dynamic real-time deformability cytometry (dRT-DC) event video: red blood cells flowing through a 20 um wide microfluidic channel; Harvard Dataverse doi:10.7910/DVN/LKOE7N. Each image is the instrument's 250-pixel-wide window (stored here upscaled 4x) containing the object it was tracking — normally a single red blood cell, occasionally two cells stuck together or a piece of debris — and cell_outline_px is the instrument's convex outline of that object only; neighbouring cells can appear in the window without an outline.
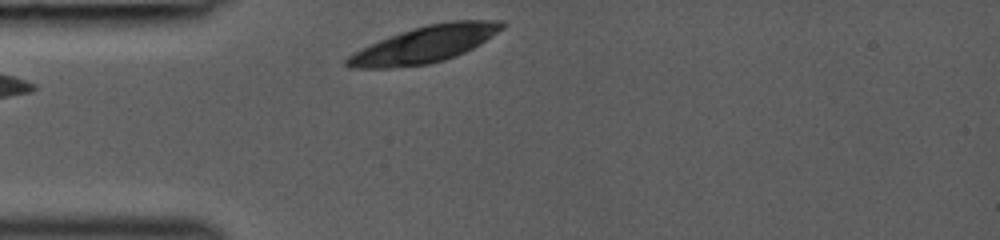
{"species": "common noctule bat (a hibernating species)", "species_latin": "Nyctalus noctula", "temperature_condition": "room temperature", "stored_images_in_passage": 2, "camera_frame_rate_fps": 3000, "um_per_image_px": 0.085, "animal": {"sex": "female", "body_mass_g": 19.0, "forearm_length_mm": 53.3}, "frame": {"image": 1, "passage_image": 2, "time_ms": 1.0, "image_size_px": [1000, 240], "cell_outline_px": [[504, 28], [480, 44], [456, 56], [444, 60], [428, 64], [392, 68], [348, 68], [344, 64], [344, 60], [348, 56], [380, 40], [428, 24], [452, 20], [504, 20]], "centroid_in_image_um": [36.14, 3.78], "position_along_channel_um": 48.9, "area_um2": 32.6}}